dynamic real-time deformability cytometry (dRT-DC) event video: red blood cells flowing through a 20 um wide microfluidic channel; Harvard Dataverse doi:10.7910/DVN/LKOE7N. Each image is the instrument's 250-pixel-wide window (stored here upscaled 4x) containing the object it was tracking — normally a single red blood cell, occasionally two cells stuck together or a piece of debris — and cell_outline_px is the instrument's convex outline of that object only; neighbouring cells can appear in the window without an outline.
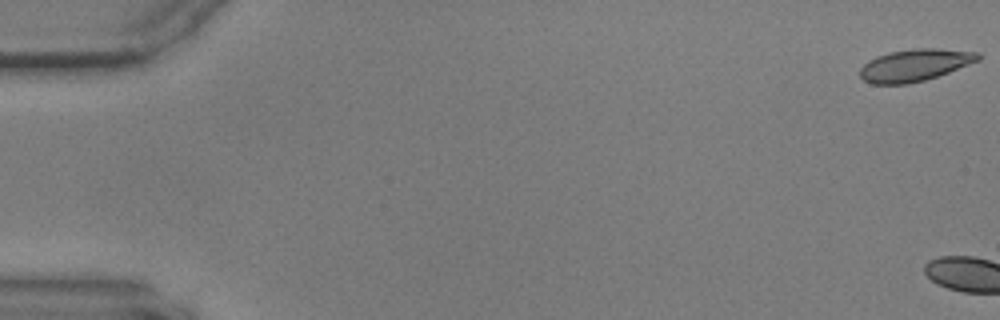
{"species": "common noctule bat (a hibernating species)", "species_latin": "Nyctalus noctula", "temperature_condition": "warm", "stored_images_in_passage": 4, "camera_frame_rate_fps": 3000, "um_per_image_px": 0.085, "animal": {"sex": "male", "body_mass_g": 17.9, "forearm_length_mm": 54.2}, "frame": {"image": 1, "passage_image": 1, "time_ms": 0.0, "image_size_px": [1000, 320], "cell_outline_px": [[980, 60], [948, 72], [924, 80], [908, 84], [872, 84], [864, 80], [860, 76], [860, 68], [868, 60], [876, 56], [888, 52], [912, 48], [936, 48], [980, 52]], "centroid_in_image_um": [77.74, 5.52], "position_along_channel_um": 7.3, "area_um2": 22.14}}